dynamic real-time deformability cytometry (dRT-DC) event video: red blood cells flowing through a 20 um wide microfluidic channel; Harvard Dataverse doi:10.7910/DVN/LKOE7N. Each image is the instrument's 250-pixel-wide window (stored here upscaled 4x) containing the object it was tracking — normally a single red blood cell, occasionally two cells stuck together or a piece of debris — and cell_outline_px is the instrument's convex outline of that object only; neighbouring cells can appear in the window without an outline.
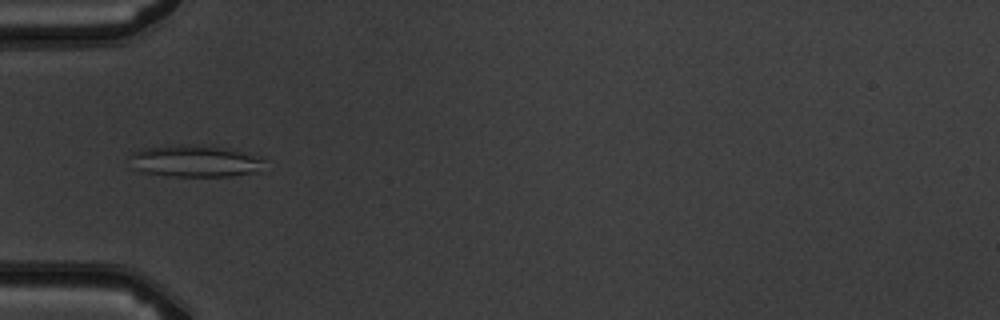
{"species": "common noctule bat (a hibernating species)", "species_latin": "Nyctalus noctula", "temperature_condition": "warm", "stored_images_in_passage": 5, "camera_frame_rate_fps": 3000, "um_per_image_px": 0.085, "animal": {"sex": "male", "body_mass_g": 19.5, "forearm_length_mm": 54.6}, "frame": {"image": 1, "passage_image": 5, "time_ms": 4.667, "image_size_px": [1000, 320], "cell_outline_px": [[264, 160], [252, 172], [232, 176], [172, 176], [144, 172], [136, 168], [128, 156], [132, 152], [144, 148], [180, 144], [200, 144], [224, 148], [256, 156]], "centroid_in_image_um": [16.47, 13.67], "position_along_channel_um": 68.5, "area_um2": 24.39}}